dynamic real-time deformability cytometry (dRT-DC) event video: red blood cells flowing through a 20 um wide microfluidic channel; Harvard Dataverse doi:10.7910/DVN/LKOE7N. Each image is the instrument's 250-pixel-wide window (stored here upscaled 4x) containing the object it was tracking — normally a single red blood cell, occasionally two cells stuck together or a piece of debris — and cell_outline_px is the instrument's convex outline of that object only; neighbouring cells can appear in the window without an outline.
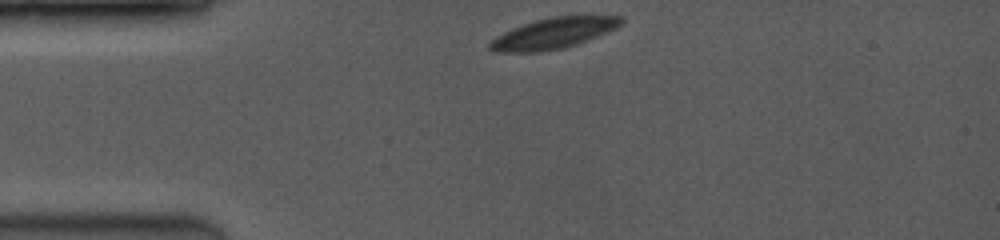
{"species": "common noctule bat (a hibernating species)", "species_latin": "Nyctalus noctula", "temperature_condition": "room temperature", "stored_images_in_passage": 26, "camera_frame_rate_fps": 3500, "um_per_image_px": 0.085, "animal": {"sex": "female", "body_mass_g": 19.0, "forearm_length_mm": 53.3}, "frame": {"image": 1, "passage_image": 1, "time_ms": 0.0, "image_size_px": [1000, 240], "cell_outline_px": [[624, 20], [620, 24], [604, 32], [576, 44], [560, 48], [536, 52], [496, 52], [488, 48], [488, 44], [496, 36], [512, 28], [548, 16], [620, 16]], "centroid_in_image_um": [46.95, 2.82], "position_along_channel_um": 38.0, "area_um2": 22.89}}
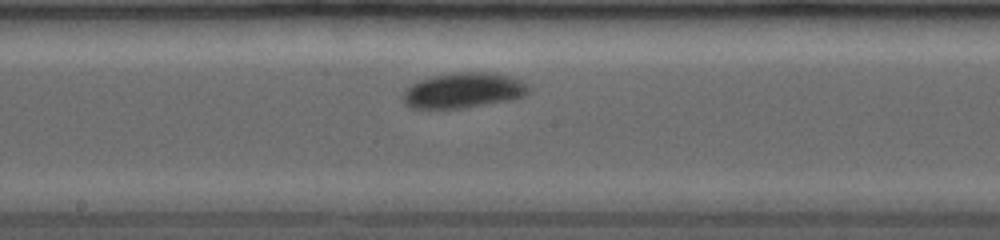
{"frame": {"image": 2, "passage_image": 13, "time_ms": 5.143, "image_size_px": [1000, 240], "cell_outline_px": [[528, 92], [524, 96], [512, 100], [460, 108], [408, 108], [404, 104], [404, 92], [412, 84], [420, 80], [452, 72], [488, 72], [508, 76], [520, 80], [528, 88]], "centroid_in_image_um": [39.38, 7.69], "position_along_channel_um": 208.8, "area_um2": 25.49}}
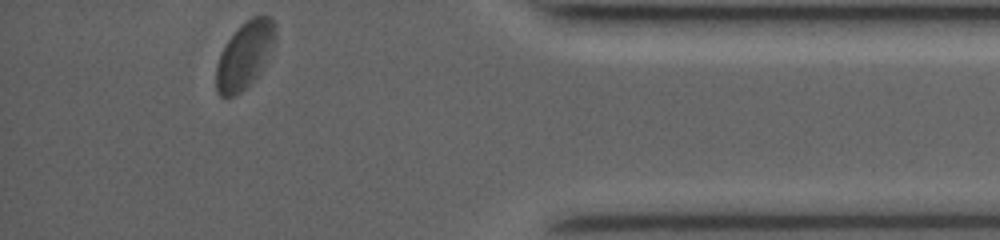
{"frame": {"image": 3, "passage_image": 26, "time_ms": 10.857, "image_size_px": [1000, 240], "cell_outline_px": [[276, 36], [256, 76], [236, 96], [220, 96], [216, 92], [216, 68], [220, 56], [228, 40], [252, 16], [268, 16], [272, 20], [276, 28]], "centroid_in_image_um": [20.77, 4.71], "position_along_channel_um": 414.4, "area_um2": 21.85}, "authors_computed_cell_mechanics": {"area_um2": 24.2471, "velocity_mm_per_s": 3.9863, "shape_relaxation_time_tau1_ms": 1.9512, "shape_relaxation_time_tau2_ms": null, "deformation_change_tau1": 0.089, "deformation_change_tau2": null}}